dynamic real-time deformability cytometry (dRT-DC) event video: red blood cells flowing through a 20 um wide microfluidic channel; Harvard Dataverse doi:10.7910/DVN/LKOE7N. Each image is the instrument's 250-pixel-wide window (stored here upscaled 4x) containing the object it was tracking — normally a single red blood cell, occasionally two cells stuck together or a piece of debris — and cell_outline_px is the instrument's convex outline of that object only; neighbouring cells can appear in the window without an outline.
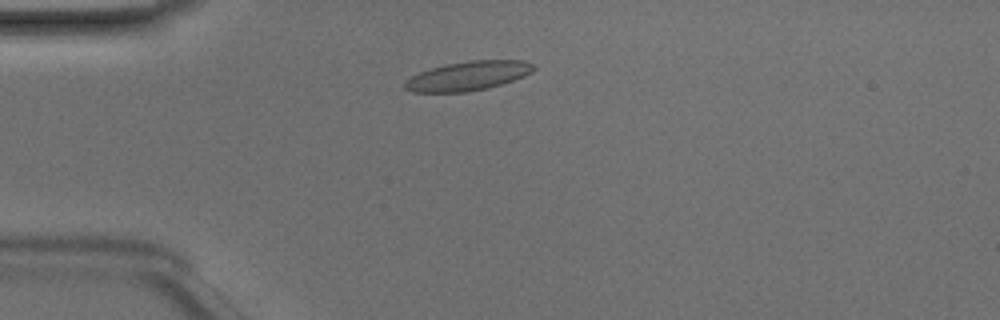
{"species": "Egyptian fruit bat (a non-hibernating species)", "species_latin": "Rousettus aegyptiacus", "temperature_condition": "room temperature", "stored_images_in_passage": 44, "camera_frame_rate_fps": 3000, "um_per_image_px": 0.085, "animal": {"sex": "male"}, "frame": {"image": 1, "passage_image": 8, "time_ms": 2.333, "image_size_px": [1000, 320], "cell_outline_px": [[536, 68], [532, 72], [524, 76], [488, 88], [468, 92], [412, 92], [404, 88], [404, 84], [412, 76], [420, 72], [432, 68], [448, 64], [468, 60], [524, 60], [532, 64]], "centroid_in_image_um": [39.8, 6.45], "position_along_channel_um": 45.2, "area_um2": 21.73}}
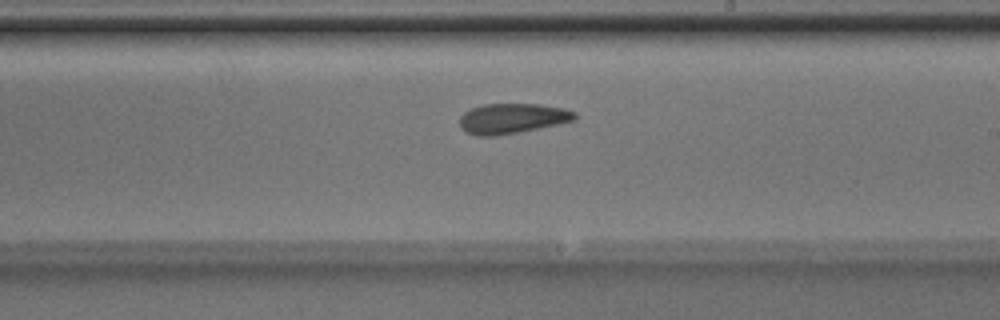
{"frame": {"image": 2, "passage_image": 24, "time_ms": 7.667, "image_size_px": [1000, 320], "cell_outline_px": [[576, 120], [520, 132], [496, 136], [476, 136], [464, 132], [460, 128], [460, 116], [464, 112], [472, 108], [484, 104], [540, 104], [564, 108], [576, 112]], "centroid_in_image_um": [43.52, 10.08], "position_along_channel_um": 245.5, "area_um2": 20.4}}
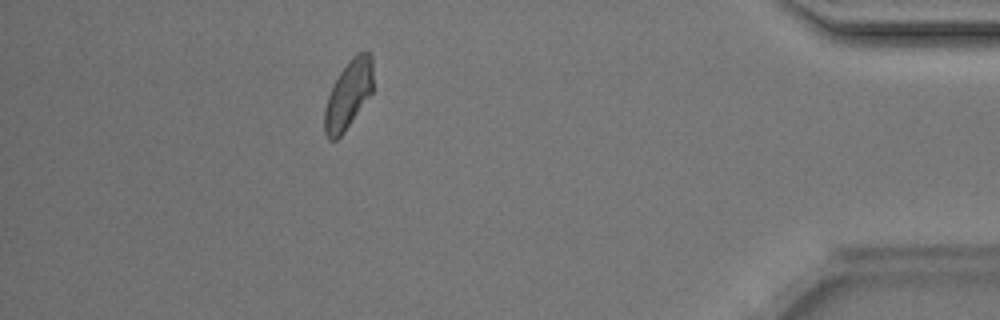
{"frame": {"image": 3, "passage_image": 39, "time_ms": 12.667, "image_size_px": [1000, 320], "cell_outline_px": [[372, 92], [344, 132], [336, 140], [328, 140], [324, 132], [324, 108], [328, 96], [340, 72], [352, 56], [356, 52], [372, 52]], "centroid_in_image_um": [29.6, 8.04], "position_along_channel_um": 405.6, "area_um2": 19.19}, "authors_computed_cell_mechanics": {"area_um2": 20.4323, "velocity_mm_per_s": 4.1403, "shape_relaxation_time_tau1_ms": null, "shape_relaxation_time_tau2_ms": 3.4866, "deformation_change_tau1": null, "deformation_change_tau2": 0.095}}